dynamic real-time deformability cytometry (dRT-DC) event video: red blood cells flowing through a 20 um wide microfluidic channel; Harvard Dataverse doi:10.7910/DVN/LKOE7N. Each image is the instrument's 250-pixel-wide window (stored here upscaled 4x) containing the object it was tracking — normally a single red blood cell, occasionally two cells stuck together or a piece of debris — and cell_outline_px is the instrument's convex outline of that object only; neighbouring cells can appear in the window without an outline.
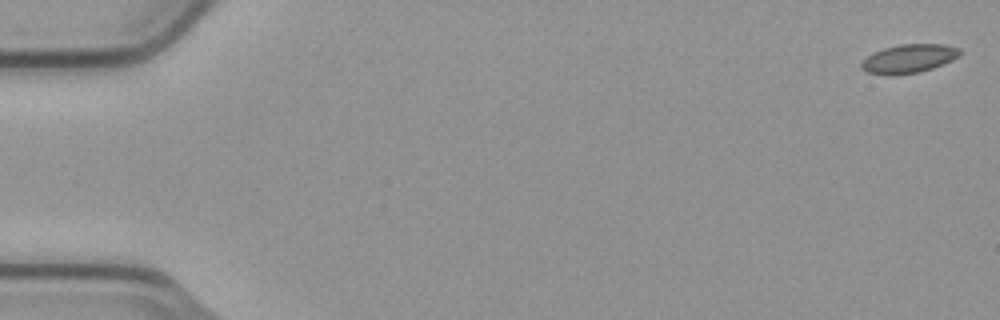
{"species": "common noctule bat (a hibernating species)", "species_latin": "Nyctalus noctula", "temperature_condition": "cold", "stored_images_in_passage": 8, "camera_frame_rate_fps": 3000, "um_per_image_px": 0.085, "animal": {"sex": "male", "body_mass_g": 23.1, "forearm_length_mm": 52.7}, "frame": {"image": 1, "passage_image": 1, "time_ms": 0.0, "image_size_px": [1000, 320], "cell_outline_px": [[960, 56], [944, 64], [920, 72], [892, 76], [888, 76], [868, 72], [860, 68], [860, 64], [868, 56], [884, 48], [900, 44], [944, 44], [960, 48]], "centroid_in_image_um": [77.27, 4.99], "position_along_channel_um": 7.7, "area_um2": 16.53}}
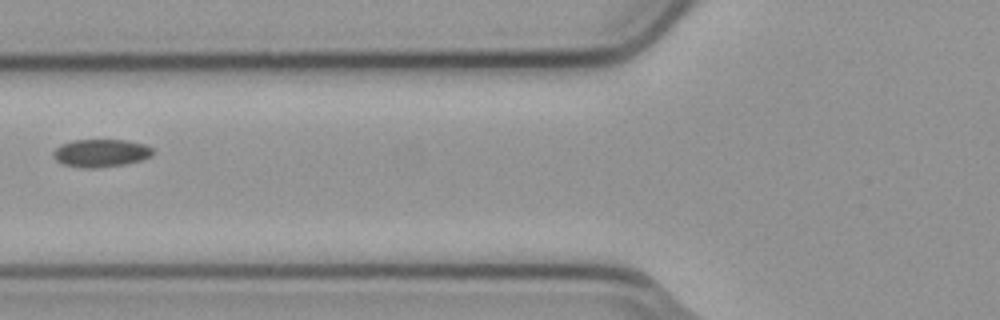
{"frame": {"image": 2, "passage_image": 5, "time_ms": 1.333, "image_size_px": [1000, 320], "cell_outline_px": [[152, 156], [140, 160], [124, 164], [96, 168], [80, 168], [64, 164], [56, 160], [52, 156], [52, 152], [60, 144], [72, 140], [128, 140], [144, 144], [152, 148]], "centroid_in_image_um": [8.54, 13.0], "position_along_channel_um": 117.3, "area_um2": 16.18}}
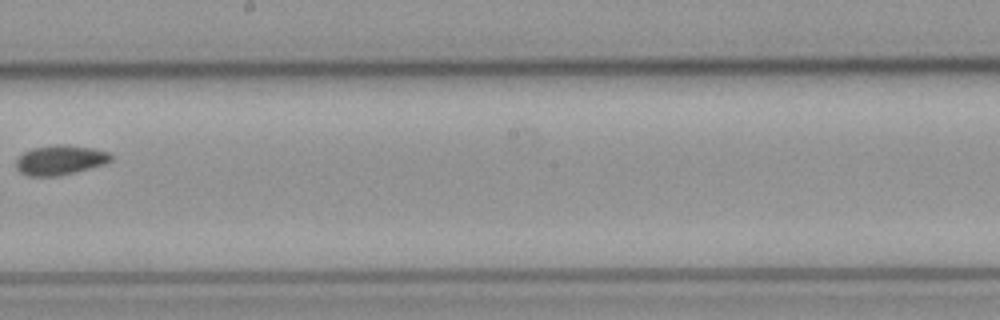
{"frame": {"image": 3, "passage_image": 8, "time_ms": 2.333, "image_size_px": [1000, 320], "cell_outline_px": [[112, 160], [104, 164], [76, 172], [56, 176], [28, 176], [20, 172], [16, 168], [16, 160], [24, 152], [32, 148], [56, 144], [64, 144], [92, 148], [108, 152], [112, 156]], "centroid_in_image_um": [5.1, 13.6], "position_along_channel_um": 243.1, "area_um2": 16.42}}